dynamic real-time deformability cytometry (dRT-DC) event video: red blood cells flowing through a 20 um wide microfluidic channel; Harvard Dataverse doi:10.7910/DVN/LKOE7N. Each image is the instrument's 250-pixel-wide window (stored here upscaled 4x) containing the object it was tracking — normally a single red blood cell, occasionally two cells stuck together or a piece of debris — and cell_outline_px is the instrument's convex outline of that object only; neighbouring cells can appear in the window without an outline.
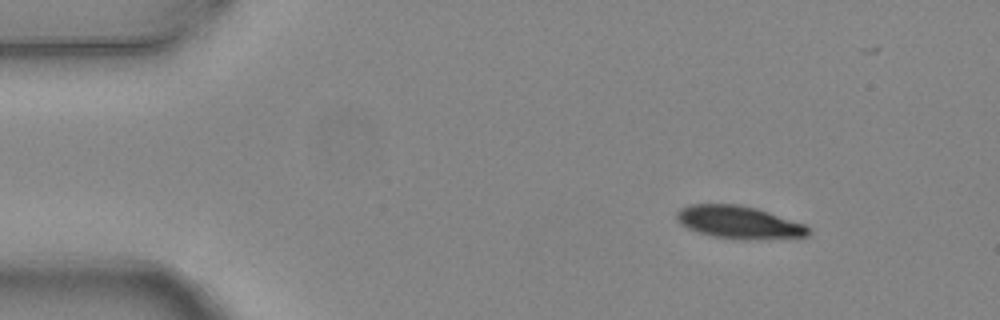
{"species": "common noctule bat (a hibernating species)", "species_latin": "Nyctalus noctula", "temperature_condition": "warm", "stored_images_in_passage": 6, "camera_frame_rate_fps": 3000, "um_per_image_px": 0.085, "animal": {"sex": "female", "body_mass_g": 24.6, "forearm_length_mm": 56.2}, "frame": {"image": 1, "passage_image": 1, "time_ms": 0.0, "image_size_px": [1000, 320], "cell_outline_px": [[808, 236], [748, 240], [744, 240], [712, 236], [688, 228], [680, 224], [676, 220], [676, 212], [680, 208], [692, 204], [740, 204], [756, 208], [804, 224], [808, 228]], "centroid_in_image_um": [62.76, 18.89], "position_along_channel_um": 22.2, "area_um2": 24.91}}
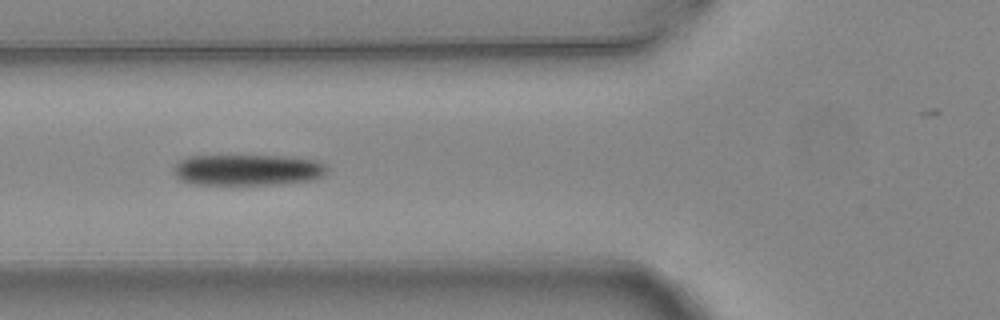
{"frame": {"image": 2, "passage_image": 4, "time_ms": 1.0, "image_size_px": [1000, 320], "cell_outline_px": [[328, 172], [324, 176], [312, 180], [280, 184], [192, 184], [180, 180], [172, 172], [172, 168], [180, 160], [188, 156], [296, 156], [316, 160], [324, 164], [328, 168]], "centroid_in_image_um": [21.08, 14.44], "position_along_channel_um": 104.7, "area_um2": 28.15}}
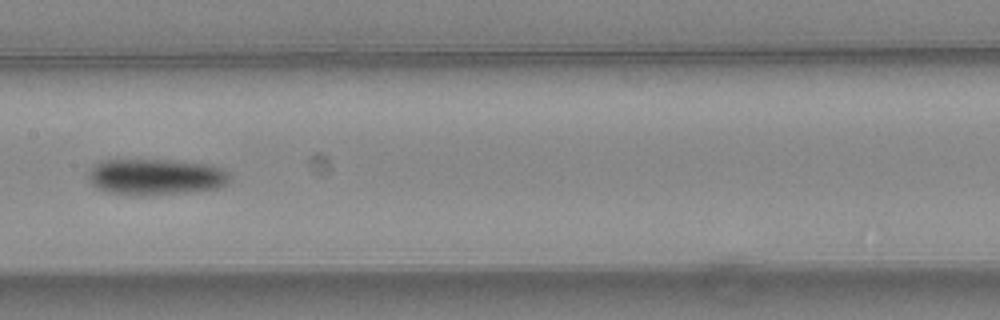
{"frame": {"image": 3, "passage_image": 6, "time_ms": 1.667, "image_size_px": [1000, 320], "cell_outline_px": [[232, 180], [228, 184], [220, 188], [188, 192], [148, 196], [136, 196], [108, 192], [96, 188], [88, 180], [88, 168], [100, 160], [176, 160], [212, 164], [224, 168], [232, 176]], "centroid_in_image_um": [13.28, 15.03], "position_along_channel_um": 194.1, "area_um2": 30.81}}